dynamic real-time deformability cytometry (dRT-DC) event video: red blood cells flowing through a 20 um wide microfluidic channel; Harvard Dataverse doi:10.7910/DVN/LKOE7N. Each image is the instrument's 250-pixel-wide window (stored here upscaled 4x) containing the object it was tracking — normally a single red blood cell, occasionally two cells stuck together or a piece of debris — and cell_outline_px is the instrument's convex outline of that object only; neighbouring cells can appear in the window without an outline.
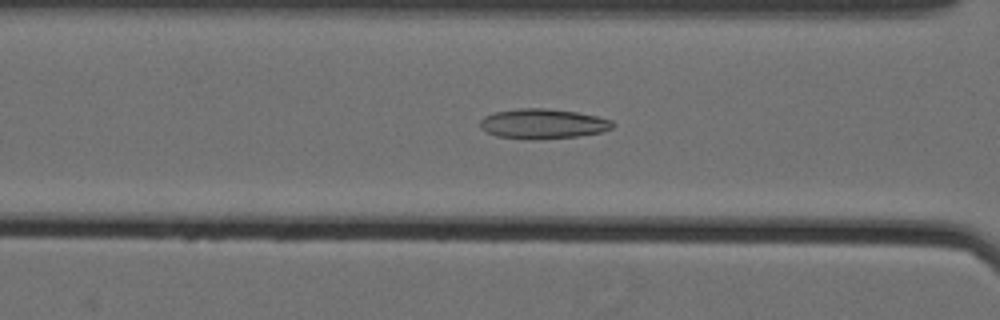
{"species": "Egyptian fruit bat (a non-hibernating species)", "species_latin": "Rousettus aegyptiacus", "temperature_condition": "cold", "stored_images_in_passage": 52, "camera_frame_rate_fps": 3000, "um_per_image_px": 0.085, "animal": {"sex": "female"}, "frame": {"image": 1, "passage_image": 20, "time_ms": 6.333, "image_size_px": [1000, 320], "cell_outline_px": [[616, 124], [612, 128], [600, 132], [580, 136], [536, 140], [524, 140], [496, 136], [480, 128], [480, 120], [484, 116], [496, 112], [516, 108], [544, 108], [576, 112], [596, 116], [612, 120]], "centroid_in_image_um": [46.13, 10.53], "position_along_channel_um": 120.5, "area_um2": 23.35}}
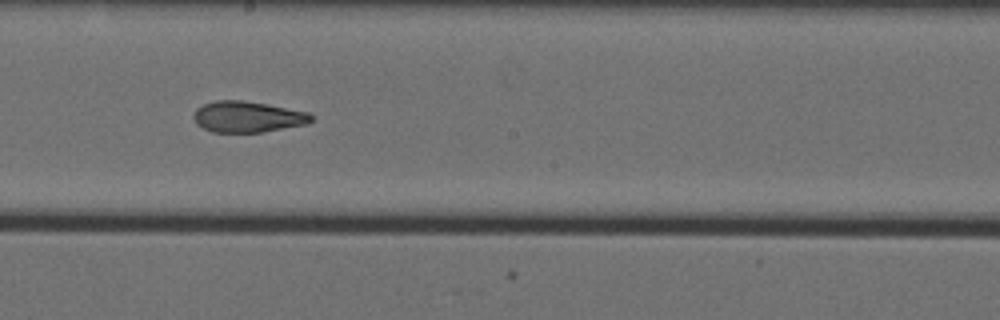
{"frame": {"image": 2, "passage_image": 29, "time_ms": 9.333, "image_size_px": [1000, 320], "cell_outline_px": [[316, 116], [308, 124], [260, 132], [212, 132], [196, 124], [192, 116], [196, 108], [204, 104], [216, 100], [244, 100], [268, 104], [308, 112]], "centroid_in_image_um": [21.05, 9.92], "position_along_channel_um": 227.1, "area_um2": 21.44}}
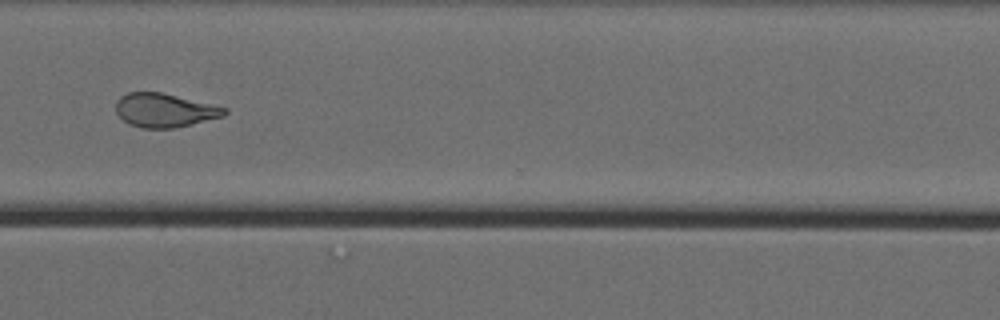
{"frame": {"image": 3, "passage_image": 40, "time_ms": 13.0, "image_size_px": [1000, 320], "cell_outline_px": [[228, 112], [224, 116], [176, 128], [140, 128], [128, 124], [116, 112], [116, 100], [120, 96], [128, 92], [160, 92], [228, 108]], "centroid_in_image_um": [13.98, 9.38], "position_along_channel_um": 356.6, "area_um2": 21.39}}